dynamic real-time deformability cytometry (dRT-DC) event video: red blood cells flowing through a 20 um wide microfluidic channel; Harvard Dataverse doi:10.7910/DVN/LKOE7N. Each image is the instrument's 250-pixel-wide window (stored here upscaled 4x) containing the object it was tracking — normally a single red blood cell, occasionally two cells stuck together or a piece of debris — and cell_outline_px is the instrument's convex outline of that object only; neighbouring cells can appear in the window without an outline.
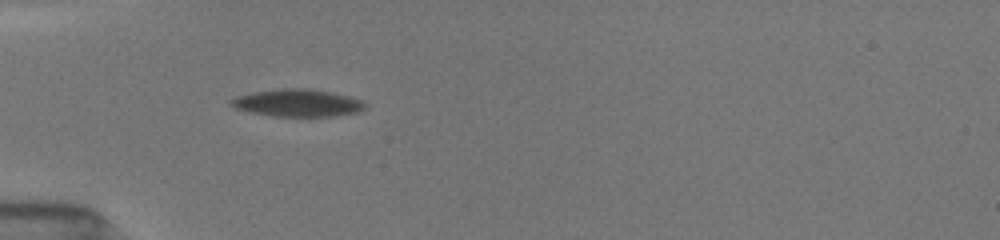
{"species": "common noctule bat (a hibernating species)", "species_latin": "Nyctalus noctula", "temperature_condition": "room temperature", "stored_images_in_passage": 11, "camera_frame_rate_fps": 3000, "um_per_image_px": 0.085, "animal": {"sex": "female", "body_mass_g": 19.5, "forearm_length_mm": 54.1}, "frame": {"image": 1, "passage_image": 1, "time_ms": 0.0, "image_size_px": [1000, 240], "cell_outline_px": [[364, 108], [356, 112], [336, 116], [272, 116], [252, 112], [236, 108], [228, 104], [228, 100], [236, 96], [252, 92], [284, 88], [308, 88], [332, 92], [348, 96], [360, 100], [364, 104]], "centroid_in_image_um": [25.23, 8.74], "position_along_channel_um": 59.8, "area_um2": 21.27}}
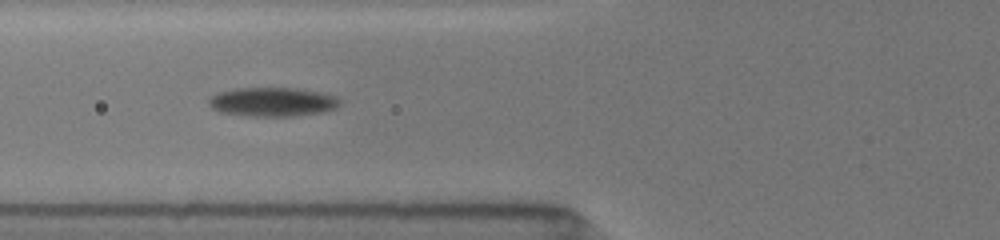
{"frame": {"image": 2, "passage_image": 6, "time_ms": 1.333, "image_size_px": [1000, 240], "cell_outline_px": [[340, 104], [336, 108], [320, 112], [292, 116], [252, 116], [220, 112], [212, 108], [208, 104], [208, 100], [212, 96], [220, 92], [236, 88], [296, 88], [316, 92], [332, 96], [340, 100]], "centroid_in_image_um": [23.12, 8.66], "position_along_channel_um": 102.7, "area_um2": 21.79}}
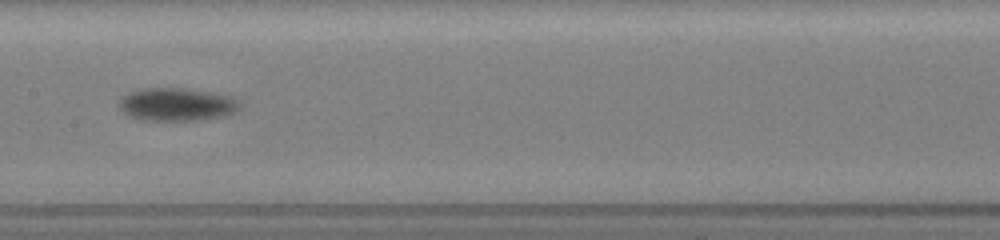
{"frame": {"image": 3, "passage_image": 10, "time_ms": 3.667, "image_size_px": [1000, 240], "cell_outline_px": [[240, 108], [236, 112], [224, 116], [204, 120], [144, 120], [132, 116], [124, 112], [120, 108], [120, 100], [124, 96], [132, 92], [144, 88], [184, 88], [232, 96], [240, 104]], "centroid_in_image_um": [15.09, 8.88], "position_along_channel_um": 192.3, "area_um2": 22.95}}